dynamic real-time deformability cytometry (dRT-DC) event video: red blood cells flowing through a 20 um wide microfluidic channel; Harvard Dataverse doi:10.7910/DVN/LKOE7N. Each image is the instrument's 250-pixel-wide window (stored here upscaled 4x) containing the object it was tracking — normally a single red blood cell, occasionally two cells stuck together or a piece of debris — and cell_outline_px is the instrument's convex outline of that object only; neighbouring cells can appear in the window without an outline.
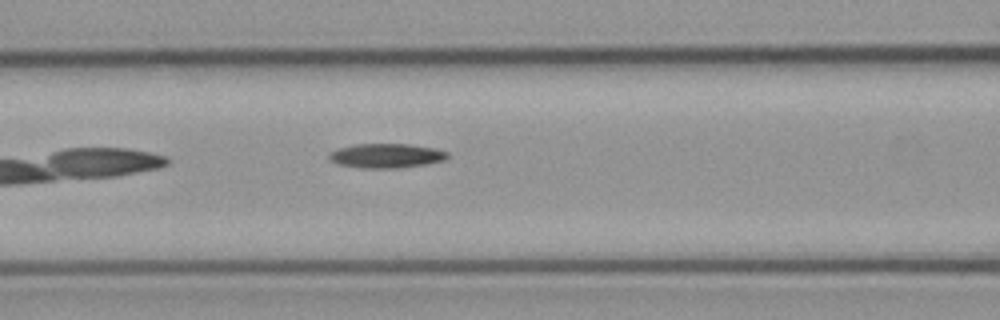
{"species": "common noctule bat (a hibernating species)", "species_latin": "Nyctalus noctula", "temperature_condition": "cold", "stored_images_in_passage": 4, "segment_of_instrument_passage": [1, 2], "camera_frame_rate_fps": 3000, "um_per_image_px": 0.085, "animal": {"sex": "male", "body_mass_g": 23.1, "forearm_length_mm": 52.7}, "frame": {"image": 1, "passage_image": 3, "time_ms": 2.333, "image_size_px": [1000, 320], "cell_outline_px": [[448, 156], [444, 160], [424, 164], [396, 168], [364, 168], [340, 164], [332, 160], [328, 156], [332, 152], [340, 148], [356, 144], [408, 144], [436, 148], [448, 152]], "centroid_in_image_um": [32.88, 13.23], "position_along_channel_um": 133.7, "area_um2": 16.47}}